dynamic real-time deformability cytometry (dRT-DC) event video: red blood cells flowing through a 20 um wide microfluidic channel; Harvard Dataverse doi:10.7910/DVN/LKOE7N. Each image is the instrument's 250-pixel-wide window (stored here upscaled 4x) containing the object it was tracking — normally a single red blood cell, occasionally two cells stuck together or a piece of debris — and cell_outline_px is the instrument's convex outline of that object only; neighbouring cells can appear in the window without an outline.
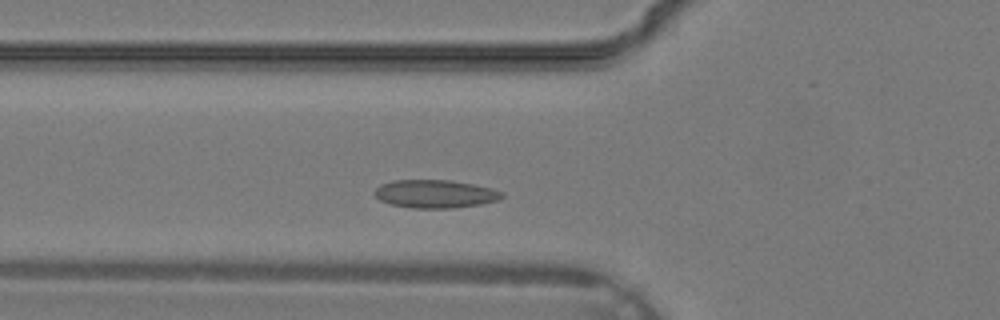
{"species": "common noctule bat (a hibernating species)", "species_latin": "Nyctalus noctula", "temperature_condition": "warm", "stored_images_in_passage": 29, "camera_frame_rate_fps": 3000, "um_per_image_px": 0.085, "animal": {"sex": "male", "body_mass_g": 19.2, "forearm_length_mm": 51.8}, "frame": {"image": 1, "passage_image": 6, "time_ms": 1.667, "image_size_px": [1000, 320], "cell_outline_px": [[504, 196], [500, 200], [480, 204], [452, 208], [412, 208], [392, 204], [380, 200], [372, 192], [380, 184], [392, 180], [452, 180], [492, 188], [504, 192]], "centroid_in_image_um": [37.0, 16.47], "position_along_channel_um": 88.8, "area_um2": 20.98}}
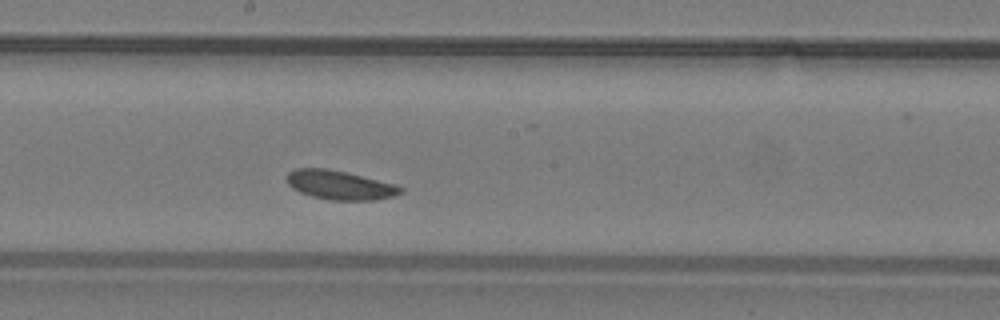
{"frame": {"image": 2, "passage_image": 13, "time_ms": 4.0, "image_size_px": [1000, 320], "cell_outline_px": [[404, 192], [392, 196], [376, 200], [328, 200], [312, 196], [300, 192], [292, 188], [288, 184], [288, 172], [296, 168], [328, 168], [396, 184], [404, 188]], "centroid_in_image_um": [28.9, 15.73], "position_along_channel_um": 219.3, "area_um2": 19.25}}
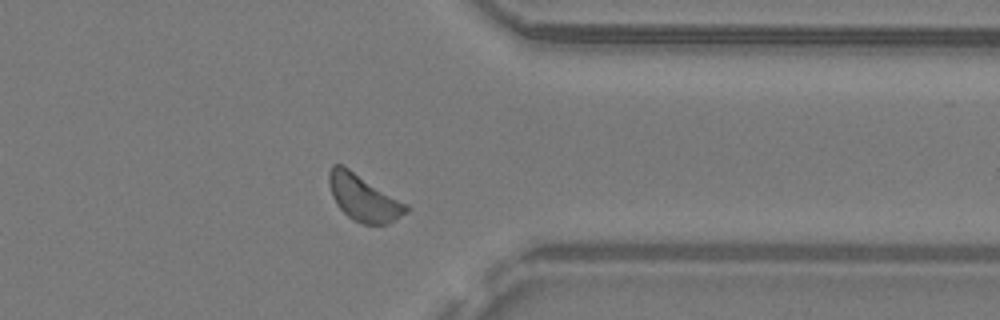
{"frame": {"image": 3, "passage_image": 22, "time_ms": 7.0, "image_size_px": [1000, 320], "cell_outline_px": [[408, 212], [384, 224], [364, 224], [352, 220], [336, 204], [332, 196], [328, 184], [328, 172], [332, 164], [344, 164], [408, 204]], "centroid_in_image_um": [30.87, 16.77], "position_along_channel_um": 380.5, "area_um2": 21.04}}